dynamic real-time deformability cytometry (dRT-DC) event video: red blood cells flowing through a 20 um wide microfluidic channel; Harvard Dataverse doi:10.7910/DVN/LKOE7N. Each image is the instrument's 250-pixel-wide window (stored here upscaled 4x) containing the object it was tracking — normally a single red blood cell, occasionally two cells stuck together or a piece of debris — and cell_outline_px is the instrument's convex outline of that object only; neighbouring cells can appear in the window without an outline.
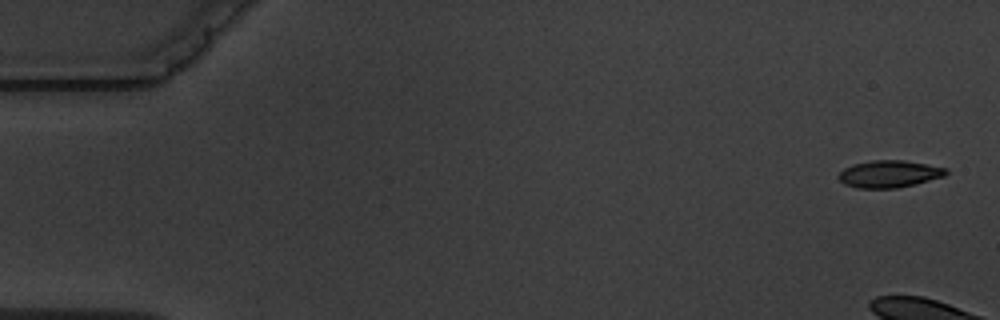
{"species": "common noctule bat (a hibernating species)", "species_latin": "Nyctalus noctula", "temperature_condition": "warm", "stored_images_in_passage": 5, "camera_frame_rate_fps": 3000, "um_per_image_px": 0.085, "animal": {"sex": "male", "body_mass_g": 19.5, "forearm_length_mm": 54.6}, "frame": {"image": 1, "passage_image": 1, "time_ms": 0.0, "image_size_px": [1000, 320], "cell_outline_px": [[948, 172], [944, 176], [916, 184], [896, 188], [856, 188], [844, 184], [836, 176], [844, 168], [852, 164], [872, 160], [904, 160], [948, 168]], "centroid_in_image_um": [75.57, 14.78], "position_along_channel_um": 9.4, "area_um2": 17.11}}